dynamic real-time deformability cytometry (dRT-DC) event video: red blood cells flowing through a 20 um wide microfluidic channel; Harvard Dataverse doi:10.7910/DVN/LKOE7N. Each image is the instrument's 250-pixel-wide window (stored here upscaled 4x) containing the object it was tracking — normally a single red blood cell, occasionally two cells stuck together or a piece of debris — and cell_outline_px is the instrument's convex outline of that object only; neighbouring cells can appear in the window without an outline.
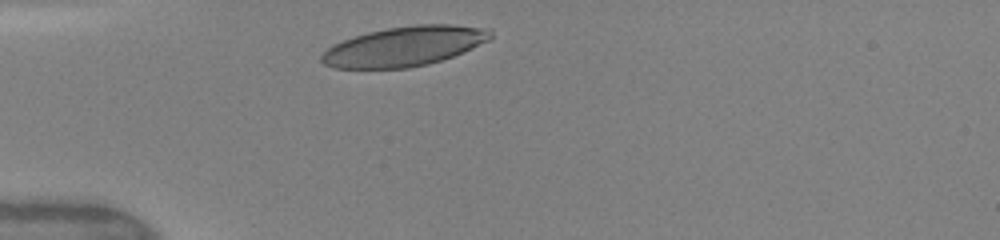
{"species": "human", "species_latin": "Homo sapiens", "temperature_condition": "warm", "stored_images_in_passage": 3, "camera_frame_rate_fps": 3000, "um_per_image_px": 0.085, "donor": {"sex": "female"}, "frame": {"image": 1, "passage_image": 1, "time_ms": 0.0, "image_size_px": [1000, 240], "cell_outline_px": [[492, 36], [488, 40], [452, 56], [428, 64], [408, 68], [332, 68], [324, 64], [320, 60], [320, 56], [332, 44], [368, 32], [388, 28], [416, 24], [448, 24], [488, 28], [492, 32]], "centroid_in_image_um": [34.33, 3.93], "position_along_channel_um": 50.7, "area_um2": 38.73}}